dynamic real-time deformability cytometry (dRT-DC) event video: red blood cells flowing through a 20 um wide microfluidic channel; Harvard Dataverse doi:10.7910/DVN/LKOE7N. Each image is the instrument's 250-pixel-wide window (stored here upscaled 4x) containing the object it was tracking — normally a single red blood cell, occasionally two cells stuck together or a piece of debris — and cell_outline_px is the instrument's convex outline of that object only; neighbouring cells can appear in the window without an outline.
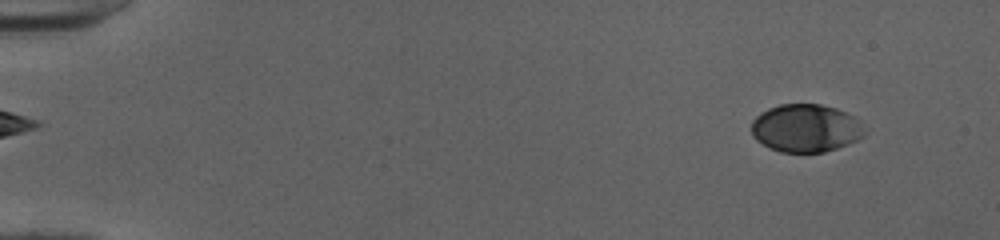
{"species": "human", "species_latin": "Homo sapiens", "temperature_condition": "cold", "stored_images_in_passage": 52, "camera_frame_rate_fps": 3000, "um_per_image_px": 0.085, "donor": {"sex": "female"}, "frame": {"image": 1, "passage_image": 5, "time_ms": 1.333, "image_size_px": [1000, 240], "cell_outline_px": [[864, 136], [848, 144], [824, 152], [780, 152], [768, 148], [756, 140], [752, 136], [752, 120], [756, 116], [768, 108], [780, 104], [820, 104], [836, 108], [852, 116], [856, 120], [864, 132]], "centroid_in_image_um": [68.43, 10.9], "position_along_channel_um": 16.6, "area_um2": 31.39}}
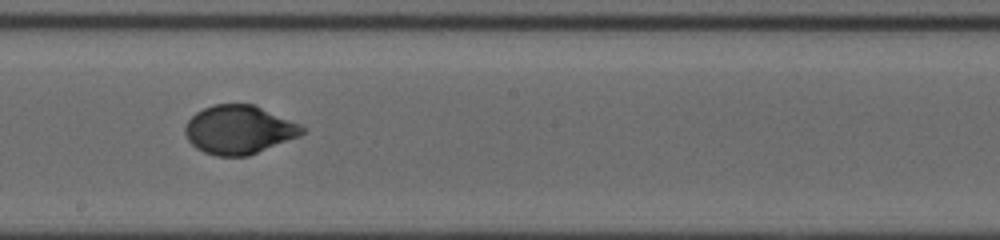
{"frame": {"image": 2, "passage_image": 31, "time_ms": 10.0, "image_size_px": [1000, 240], "cell_outline_px": [[308, 128], [300, 136], [248, 156], [216, 156], [204, 152], [196, 148], [188, 140], [184, 132], [184, 124], [196, 112], [212, 104], [252, 104], [300, 124]], "centroid_in_image_um": [20.3, 11.03], "position_along_channel_um": 227.9, "area_um2": 33.23}}
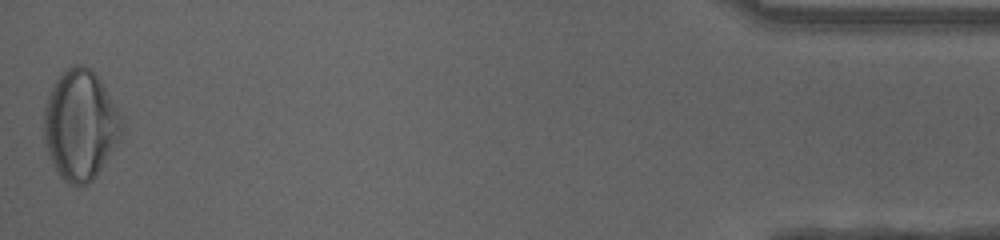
{"frame": {"image": 3, "passage_image": 52, "time_ms": 17.0, "image_size_px": [1000, 240], "cell_outline_px": [[120, 132], [116, 144], [96, 176], [92, 180], [84, 184], [68, 184], [60, 176], [48, 152], [44, 140], [44, 108], [52, 84], [60, 72], [76, 64], [84, 64], [92, 68], [96, 72], [116, 108], [120, 116]], "centroid_in_image_um": [6.79, 10.57], "position_along_channel_um": 428.4, "area_um2": 49.19}, "authors_computed_cell_mechanics": {"area_um2": 33.0616, "velocity_mm_per_s": 4.0171, "shape_relaxation_time_tau1_ms": 3.5999, "shape_relaxation_time_tau2_ms": null, "deformation_change_tau1": 0.1653, "deformation_change_tau2": null}}